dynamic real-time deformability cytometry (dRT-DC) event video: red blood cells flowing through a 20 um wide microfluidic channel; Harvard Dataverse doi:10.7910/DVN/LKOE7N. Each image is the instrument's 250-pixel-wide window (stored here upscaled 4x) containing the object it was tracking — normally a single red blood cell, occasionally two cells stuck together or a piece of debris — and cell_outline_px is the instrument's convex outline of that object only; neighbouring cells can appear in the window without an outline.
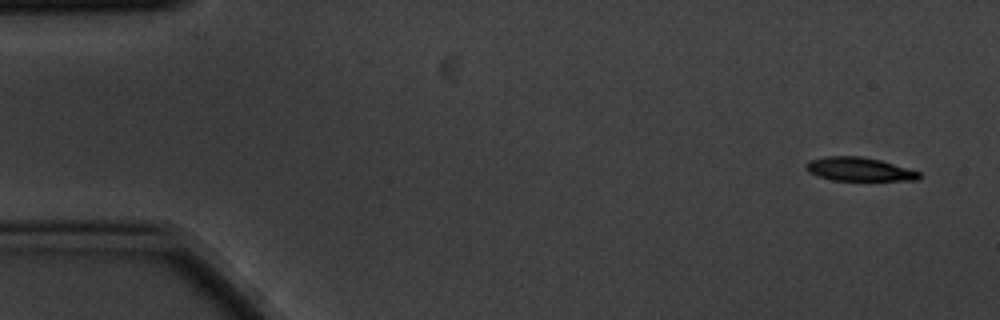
{"species": "common noctule bat (a hibernating species)", "species_latin": "Nyctalus noctula", "temperature_condition": "cold", "stored_images_in_passage": 5, "camera_frame_rate_fps": 3000, "um_per_image_px": 0.085, "animal": {"sex": "male", "body_mass_g": 20.1, "forearm_length_mm": 53.5}, "frame": {"image": 1, "passage_image": 1, "time_ms": 0.0, "image_size_px": [1000, 320], "cell_outline_px": [[920, 180], [832, 180], [808, 172], [804, 168], [804, 164], [808, 160], [824, 156], [860, 156], [880, 160], [920, 172]], "centroid_in_image_um": [72.97, 14.37], "position_along_channel_um": 12.0, "area_um2": 15.55}}
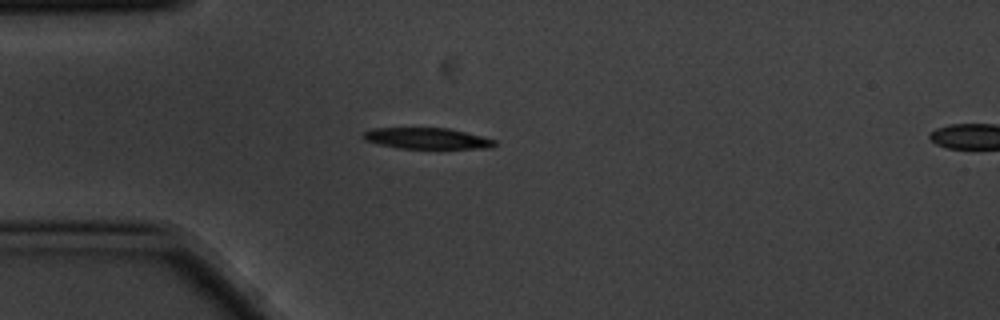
{"frame": {"image": 2, "passage_image": 4, "time_ms": 1.0, "image_size_px": [1000, 320], "cell_outline_px": [[496, 144], [492, 148], [396, 148], [364, 140], [360, 136], [364, 132], [372, 128], [448, 128], [496, 140]], "centroid_in_image_um": [36.25, 11.76], "position_along_channel_um": 48.8, "area_um2": 16.01}}